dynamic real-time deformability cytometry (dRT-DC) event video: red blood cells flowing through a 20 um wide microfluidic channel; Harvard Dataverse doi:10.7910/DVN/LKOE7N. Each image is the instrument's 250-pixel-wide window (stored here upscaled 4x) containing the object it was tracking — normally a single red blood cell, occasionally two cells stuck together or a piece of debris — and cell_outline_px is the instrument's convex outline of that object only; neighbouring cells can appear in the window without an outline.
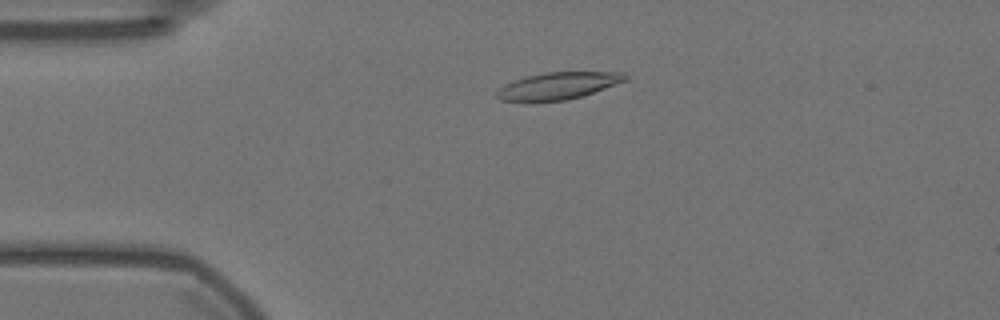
{"species": "Egyptian fruit bat (a non-hibernating species)", "species_latin": "Rousettus aegyptiacus", "temperature_condition": "warm", "stored_images_in_passage": 57, "camera_frame_rate_fps": 3000, "um_per_image_px": 0.085, "animal": {"sex": "female"}, "frame": {"image": 1, "passage_image": 13, "time_ms": 4.0, "image_size_px": [1000, 320], "cell_outline_px": [[628, 80], [580, 96], [564, 100], [532, 104], [524, 104], [500, 100], [496, 96], [496, 92], [504, 84], [524, 76], [544, 72], [624, 72], [628, 76]], "centroid_in_image_um": [47.33, 7.33], "position_along_channel_um": 37.7, "area_um2": 20.87}}
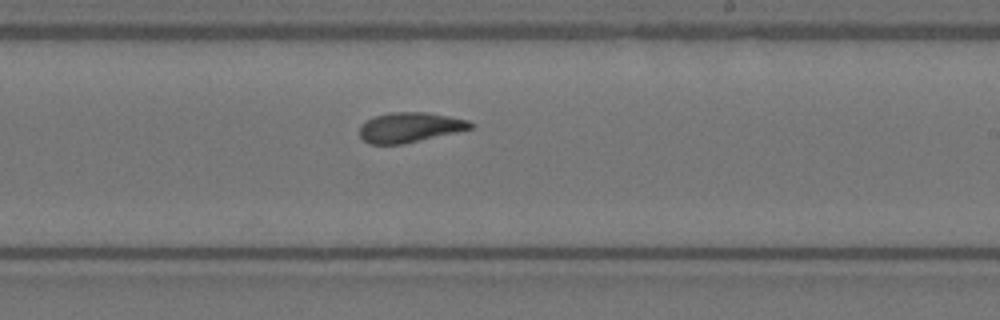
{"frame": {"image": 2, "passage_image": 34, "time_ms": 11.0, "image_size_px": [1000, 320], "cell_outline_px": [[476, 124], [472, 128], [456, 132], [404, 144], [368, 144], [360, 136], [360, 124], [376, 116], [392, 112], [424, 112], [448, 116], [468, 120]], "centroid_in_image_um": [34.84, 10.83], "position_along_channel_um": 254.2, "area_um2": 19.25}}
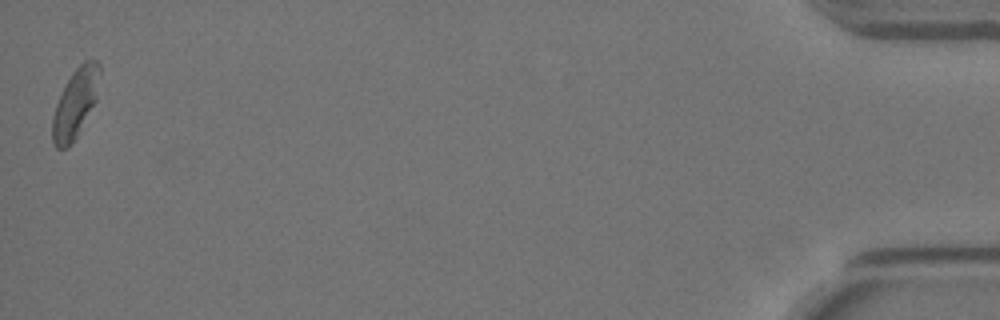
{"frame": {"image": 3, "passage_image": 57, "time_ms": 18.667, "image_size_px": [1000, 320], "cell_outline_px": [[100, 72], [96, 100], [76, 136], [68, 148], [56, 148], [52, 140], [52, 116], [56, 104], [72, 72], [84, 60], [96, 60], [100, 64]], "centroid_in_image_um": [6.4, 8.77], "position_along_channel_um": 428.8, "area_um2": 18.67}, "authors_computed_cell_mechanics": {"area_um2": 19.7676, "velocity_mm_per_s": 3.535, "shape_relaxation_time_tau1_ms": 4.984, "shape_relaxation_time_tau2_ms": 3.5478, "deformation_change_tau1": 0.1828, "deformation_change_tau2": 0.0941}}